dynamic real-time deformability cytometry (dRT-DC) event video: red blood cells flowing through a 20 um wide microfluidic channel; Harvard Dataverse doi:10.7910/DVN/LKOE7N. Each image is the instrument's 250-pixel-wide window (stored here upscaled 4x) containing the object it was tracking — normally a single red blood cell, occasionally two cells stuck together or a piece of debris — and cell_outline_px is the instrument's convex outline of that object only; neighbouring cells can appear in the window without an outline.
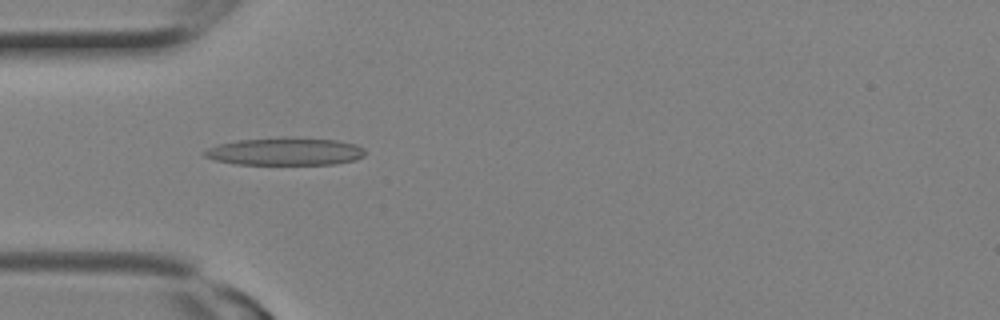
{"species": "Egyptian fruit bat (a non-hibernating species)", "species_latin": "Rousettus aegyptiacus", "temperature_condition": "room temperature", "stored_images_in_passage": 11, "camera_frame_rate_fps": 3000, "um_per_image_px": 0.085, "animal": {"sex": "female"}, "frame": {"image": 1, "passage_image": 8, "time_ms": 2.333, "image_size_px": [1000, 320], "cell_outline_px": [[364, 156], [356, 160], [336, 164], [236, 164], [216, 160], [204, 156], [200, 152], [216, 144], [236, 140], [288, 136], [336, 140], [356, 144], [364, 148]], "centroid_in_image_um": [24.22, 12.86], "position_along_channel_um": 60.8, "area_um2": 26.3}}
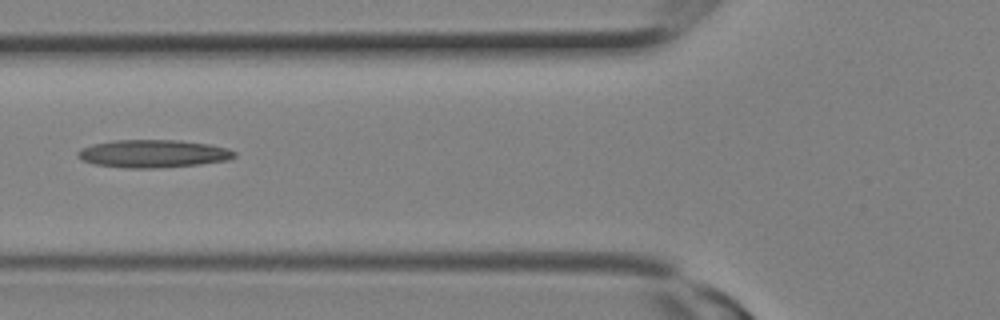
{"frame": {"image": 2, "passage_image": 10, "time_ms": 3.0, "image_size_px": [1000, 320], "cell_outline_px": [[236, 156], [228, 160], [200, 164], [156, 168], [128, 168], [96, 164], [84, 160], [76, 156], [76, 152], [80, 148], [92, 144], [112, 140], [180, 140], [208, 144], [228, 148], [236, 152]], "centroid_in_image_um": [13.01, 13.05], "position_along_channel_um": 112.8, "area_um2": 25.43}}